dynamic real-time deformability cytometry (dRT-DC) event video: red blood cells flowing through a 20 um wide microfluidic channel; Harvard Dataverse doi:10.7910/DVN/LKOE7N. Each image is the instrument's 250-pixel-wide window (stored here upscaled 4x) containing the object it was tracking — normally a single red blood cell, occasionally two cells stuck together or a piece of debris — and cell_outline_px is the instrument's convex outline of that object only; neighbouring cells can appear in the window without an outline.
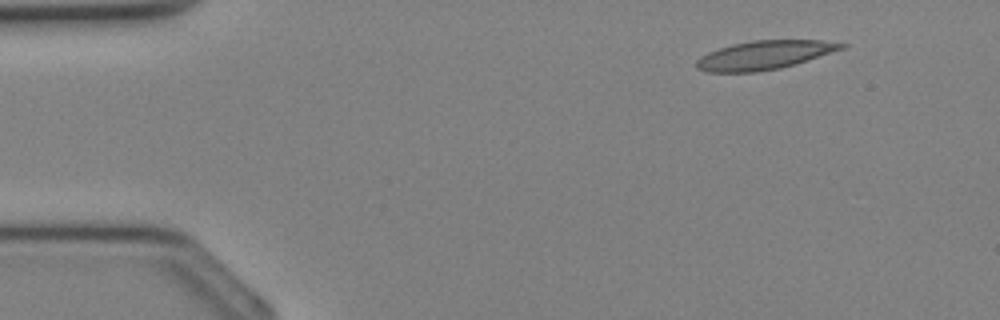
{"species": "Egyptian fruit bat (a non-hibernating species)", "species_latin": "Rousettus aegyptiacus", "temperature_condition": "cold", "stored_images_in_passage": 35, "camera_frame_rate_fps": 3000, "um_per_image_px": 0.085, "animal": {"sex": "female"}, "frame": {"image": 1, "passage_image": 4, "time_ms": 1.0, "image_size_px": [1000, 320], "cell_outline_px": [[848, 44], [844, 48], [780, 68], [756, 72], [708, 72], [696, 68], [696, 60], [700, 56], [708, 52], [732, 44], [752, 40], [820, 40]], "centroid_in_image_um": [64.91, 4.68], "position_along_channel_um": 20.1, "area_um2": 23.99}}
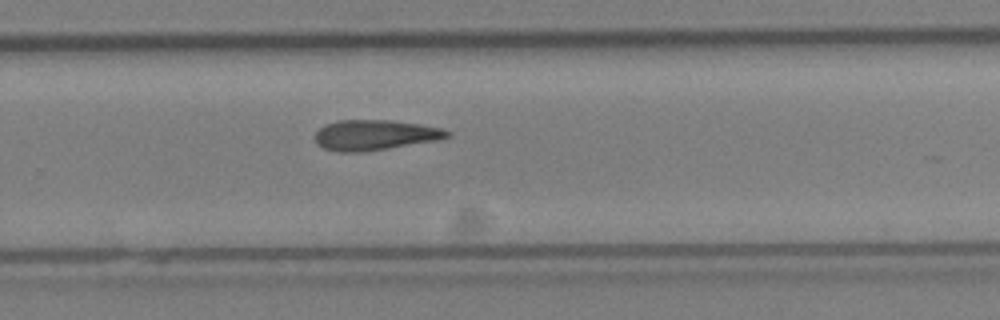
{"frame": {"image": 2, "passage_image": 23, "time_ms": 7.333, "image_size_px": [1000, 320], "cell_outline_px": [[452, 136], [440, 140], [388, 148], [360, 152], [336, 152], [324, 148], [316, 144], [316, 132], [324, 124], [340, 120], [392, 120], [420, 124], [440, 128], [452, 132]], "centroid_in_image_um": [31.89, 11.47], "position_along_channel_um": 297.9, "area_um2": 23.47}}
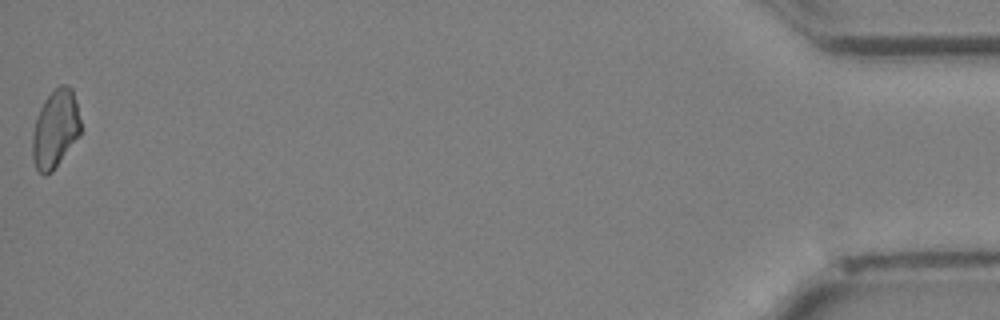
{"frame": {"image": 3, "passage_image": 35, "time_ms": 11.333, "image_size_px": [1000, 320], "cell_outline_px": [[80, 136], [52, 172], [44, 176], [36, 168], [32, 160], [32, 132], [36, 116], [44, 100], [60, 84], [68, 84], [72, 88], [80, 120]], "centroid_in_image_um": [4.68, 10.98], "position_along_channel_um": 430.5, "area_um2": 22.08}}